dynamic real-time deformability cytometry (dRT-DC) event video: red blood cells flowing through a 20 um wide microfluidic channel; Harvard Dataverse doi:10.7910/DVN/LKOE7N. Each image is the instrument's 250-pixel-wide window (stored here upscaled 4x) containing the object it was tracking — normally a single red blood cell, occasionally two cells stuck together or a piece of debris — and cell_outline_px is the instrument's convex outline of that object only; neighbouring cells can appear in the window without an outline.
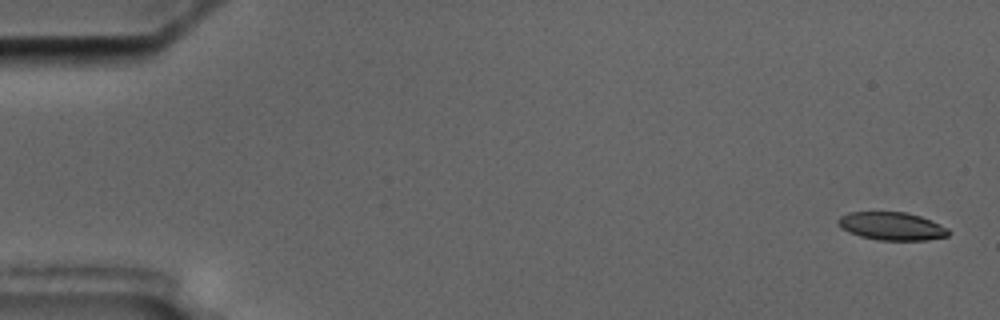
{"species": "common noctule bat (a hibernating species)", "species_latin": "Nyctalus noctula", "temperature_condition": "cold", "stored_images_in_passage": 7, "camera_frame_rate_fps": 3000, "um_per_image_px": 0.085, "animal": {"sex": "male", "body_mass_g": 17.5, "forearm_length_mm": 52.3}, "frame": {"image": 1, "passage_image": 1, "time_ms": 0.0, "image_size_px": [1000, 320], "cell_outline_px": [[952, 232], [948, 236], [928, 240], [880, 240], [860, 236], [848, 232], [840, 228], [836, 224], [836, 220], [840, 216], [848, 212], [904, 212], [920, 216], [940, 224], [948, 228]], "centroid_in_image_um": [75.78, 19.22], "position_along_channel_um": 9.2, "area_um2": 18.21}}